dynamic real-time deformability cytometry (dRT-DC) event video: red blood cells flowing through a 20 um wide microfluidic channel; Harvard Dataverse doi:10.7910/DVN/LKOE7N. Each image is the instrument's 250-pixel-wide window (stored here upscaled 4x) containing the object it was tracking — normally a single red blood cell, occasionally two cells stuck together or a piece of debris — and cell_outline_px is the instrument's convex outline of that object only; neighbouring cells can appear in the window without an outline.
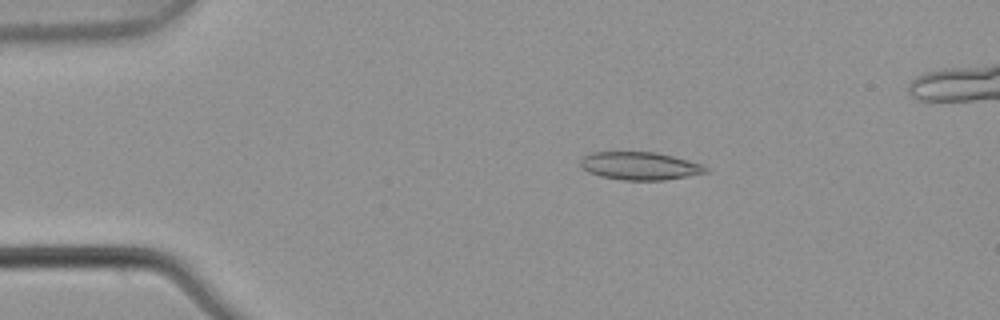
{"species": "common noctule bat (a hibernating species)", "species_latin": "Nyctalus noctula", "temperature_condition": "warm", "stored_images_in_passage": 5, "camera_frame_rate_fps": 3000, "um_per_image_px": 0.085, "animal": {"sex": "male", "body_mass_g": 21.5, "forearm_length_mm": 52.0}, "frame": {"image": 1, "passage_image": 2, "time_ms": 0.333, "image_size_px": [1000, 320], "cell_outline_px": [[708, 172], [664, 180], [624, 180], [600, 176], [588, 172], [580, 164], [580, 160], [584, 156], [592, 152], [656, 152], [688, 160], [700, 164], [708, 168]], "centroid_in_image_um": [54.37, 14.1], "position_along_channel_um": 30.6, "area_um2": 20.17}}
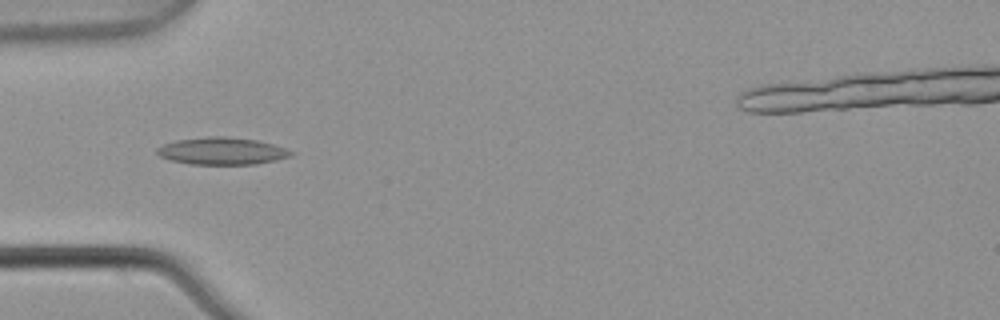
{"frame": {"image": 2, "passage_image": 4, "time_ms": 1.0, "image_size_px": [1000, 320], "cell_outline_px": [[296, 152], [292, 156], [276, 160], [256, 164], [188, 164], [172, 160], [160, 156], [156, 152], [156, 148], [164, 144], [176, 140], [208, 136], [228, 136], [256, 140], [272, 144]], "centroid_in_image_um": [18.88, 12.83], "position_along_channel_um": 66.1, "area_um2": 21.27}}
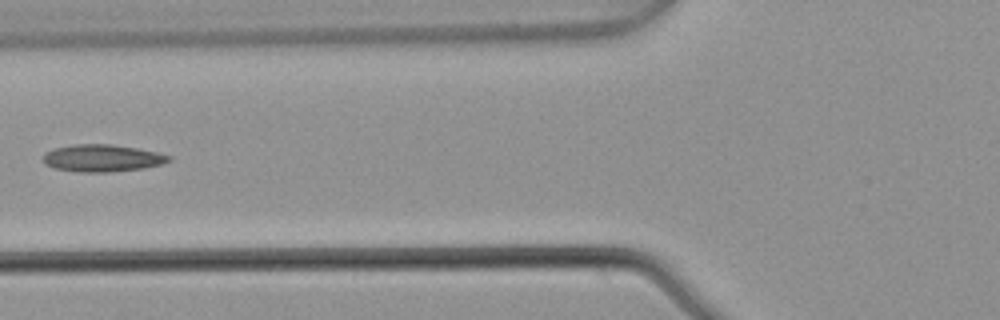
{"frame": {"image": 3, "passage_image": 5, "time_ms": 1.333, "image_size_px": [1000, 320], "cell_outline_px": [[172, 160], [160, 164], [144, 168], [108, 172], [80, 172], [56, 168], [44, 164], [44, 152], [52, 148], [72, 144], [112, 144], [136, 148], [156, 152], [172, 156]], "centroid_in_image_um": [8.67, 13.43], "position_along_channel_um": 117.1, "area_um2": 19.94}}